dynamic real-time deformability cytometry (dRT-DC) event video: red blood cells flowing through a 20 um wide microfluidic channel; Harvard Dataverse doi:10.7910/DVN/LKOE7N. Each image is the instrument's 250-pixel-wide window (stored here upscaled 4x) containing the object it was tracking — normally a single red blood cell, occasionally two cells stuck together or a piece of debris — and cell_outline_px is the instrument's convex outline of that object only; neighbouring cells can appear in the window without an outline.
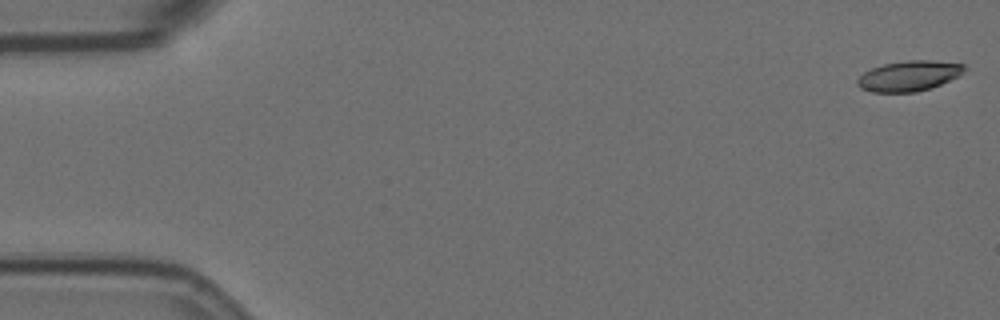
{"species": "Egyptian fruit bat (a non-hibernating species)", "species_latin": "Rousettus aegyptiacus", "temperature_condition": "room temperature", "stored_images_in_passage": 45, "camera_frame_rate_fps": 3000, "um_per_image_px": 0.085, "animal": {"sex": "female"}, "frame": {"image": 1, "passage_image": 1, "time_ms": 0.0, "image_size_px": [1000, 320], "cell_outline_px": [[968, 68], [956, 76], [932, 88], [916, 92], [872, 92], [860, 88], [856, 84], [856, 80], [864, 72], [872, 68], [884, 64], [908, 60], [932, 60], [964, 64]], "centroid_in_image_um": [77.24, 6.45], "position_along_channel_um": 7.8, "area_um2": 18.84}}
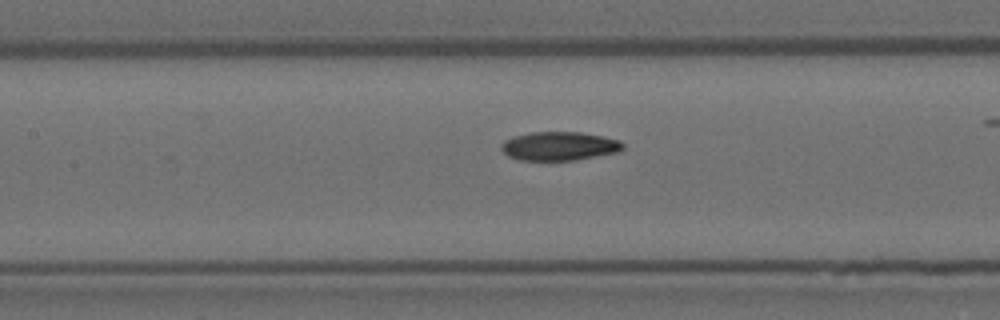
{"frame": {"image": 2, "passage_image": 26, "time_ms": 8.333, "image_size_px": [1000, 320], "cell_outline_px": [[624, 148], [620, 152], [576, 160], [520, 160], [508, 156], [500, 148], [500, 144], [504, 140], [512, 136], [532, 132], [580, 132], [604, 136], [620, 140], [624, 144]], "centroid_in_image_um": [47.55, 12.41], "position_along_channel_um": 159.8, "area_um2": 20.63}}
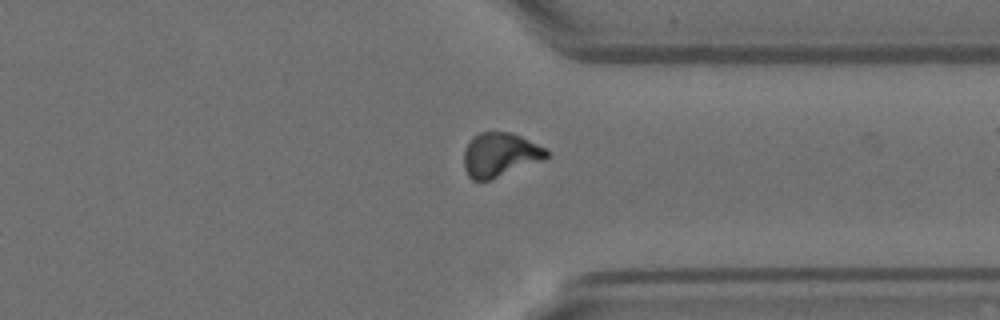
{"frame": {"image": 3, "passage_image": 44, "time_ms": 14.333, "image_size_px": [1000, 320], "cell_outline_px": [[548, 156], [544, 160], [488, 180], [472, 180], [468, 176], [464, 168], [464, 148], [472, 136], [480, 132], [512, 132], [548, 148]], "centroid_in_image_um": [42.5, 13.13], "position_along_channel_um": 368.9, "area_um2": 21.39}}